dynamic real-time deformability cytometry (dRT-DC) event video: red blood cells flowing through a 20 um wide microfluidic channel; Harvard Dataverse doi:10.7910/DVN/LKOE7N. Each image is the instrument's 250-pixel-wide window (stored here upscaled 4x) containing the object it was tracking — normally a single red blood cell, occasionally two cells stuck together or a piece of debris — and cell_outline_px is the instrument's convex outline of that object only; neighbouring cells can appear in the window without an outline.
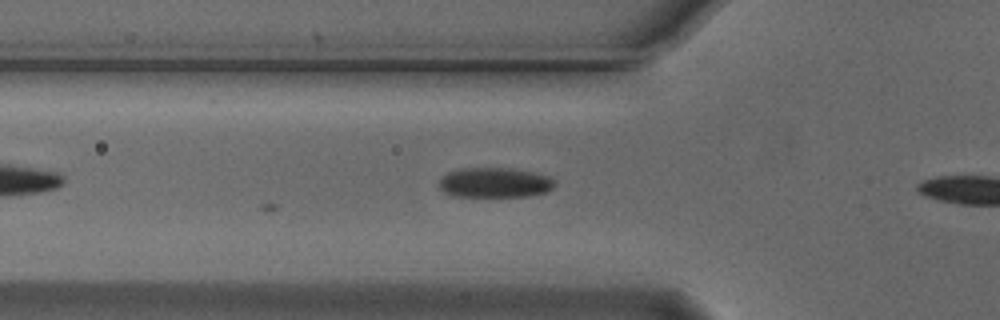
{"species": "Egyptian fruit bat (a non-hibernating species)", "species_latin": "Rousettus aegyptiacus", "temperature_condition": "cold", "stored_images_in_passage": 6, "camera_frame_rate_fps": 3000, "um_per_image_px": 0.085, "animal": {"sex": "male"}, "frame": {"image": 1, "passage_image": 6, "time_ms": 1.667, "image_size_px": [1000, 320], "cell_outline_px": [[556, 184], [552, 188], [544, 192], [528, 196], [452, 196], [444, 192], [440, 188], [440, 180], [448, 172], [460, 168], [512, 168], [532, 172], [548, 176], [556, 180]], "centroid_in_image_um": [42.06, 15.51], "position_along_channel_um": 83.7, "area_um2": 20.11}}